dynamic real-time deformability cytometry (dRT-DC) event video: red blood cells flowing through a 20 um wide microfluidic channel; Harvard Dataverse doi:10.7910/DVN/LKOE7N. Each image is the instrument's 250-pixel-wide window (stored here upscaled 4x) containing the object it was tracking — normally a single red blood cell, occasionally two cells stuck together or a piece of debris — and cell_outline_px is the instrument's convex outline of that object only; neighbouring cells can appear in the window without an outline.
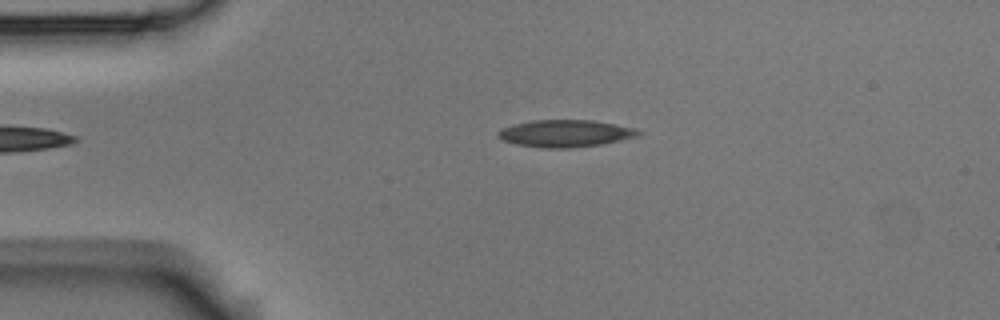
{"species": "Egyptian fruit bat (a non-hibernating species)", "species_latin": "Rousettus aegyptiacus", "temperature_condition": "room temperature", "stored_images_in_passage": 4, "camera_frame_rate_fps": 3000, "um_per_image_px": 0.085, "animal": {"sex": "male"}, "frame": {"image": 1, "passage_image": 4, "time_ms": 1.0, "image_size_px": [1000, 320], "cell_outline_px": [[644, 132], [636, 136], [620, 140], [600, 144], [568, 148], [544, 148], [516, 144], [500, 140], [496, 136], [496, 132], [500, 128], [512, 124], [532, 120], [592, 120], [616, 124], [632, 128]], "centroid_in_image_um": [47.96, 11.33], "position_along_channel_um": 37.0, "area_um2": 22.25}}